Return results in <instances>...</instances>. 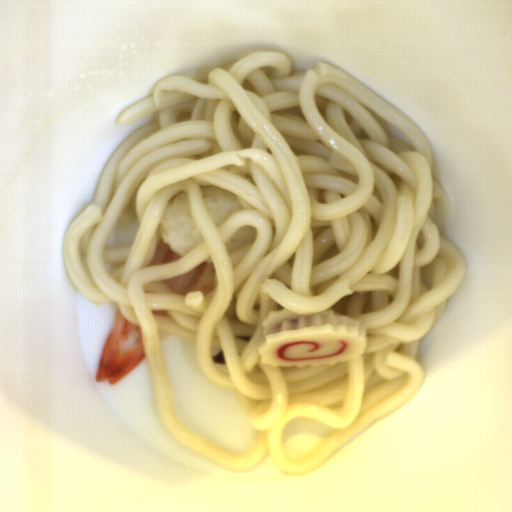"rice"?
Here are the masks:
<instances>
[{
    "label": "rice",
    "instance_id": "obj_1",
    "mask_svg": "<svg viewBox=\"0 0 512 512\" xmlns=\"http://www.w3.org/2000/svg\"><path fill=\"white\" fill-rule=\"evenodd\" d=\"M158 231L160 239L181 258L203 243L188 193L182 191L169 199L159 218Z\"/></svg>",
    "mask_w": 512,
    "mask_h": 512
},
{
    "label": "rice",
    "instance_id": "obj_4",
    "mask_svg": "<svg viewBox=\"0 0 512 512\" xmlns=\"http://www.w3.org/2000/svg\"><path fill=\"white\" fill-rule=\"evenodd\" d=\"M201 263H207V264H212V265H214L213 257H212V258H209V259H206V260H204V261H203V262H201Z\"/></svg>",
    "mask_w": 512,
    "mask_h": 512
},
{
    "label": "rice",
    "instance_id": "obj_2",
    "mask_svg": "<svg viewBox=\"0 0 512 512\" xmlns=\"http://www.w3.org/2000/svg\"><path fill=\"white\" fill-rule=\"evenodd\" d=\"M203 203L213 222L222 223L241 205L236 193L222 187L202 186Z\"/></svg>",
    "mask_w": 512,
    "mask_h": 512
},
{
    "label": "rice",
    "instance_id": "obj_3",
    "mask_svg": "<svg viewBox=\"0 0 512 512\" xmlns=\"http://www.w3.org/2000/svg\"><path fill=\"white\" fill-rule=\"evenodd\" d=\"M256 230L254 226H244L241 229H239L234 235H232L227 244V250L235 251L239 249L240 247L248 244L249 242L253 241L255 237Z\"/></svg>",
    "mask_w": 512,
    "mask_h": 512
}]
</instances>
